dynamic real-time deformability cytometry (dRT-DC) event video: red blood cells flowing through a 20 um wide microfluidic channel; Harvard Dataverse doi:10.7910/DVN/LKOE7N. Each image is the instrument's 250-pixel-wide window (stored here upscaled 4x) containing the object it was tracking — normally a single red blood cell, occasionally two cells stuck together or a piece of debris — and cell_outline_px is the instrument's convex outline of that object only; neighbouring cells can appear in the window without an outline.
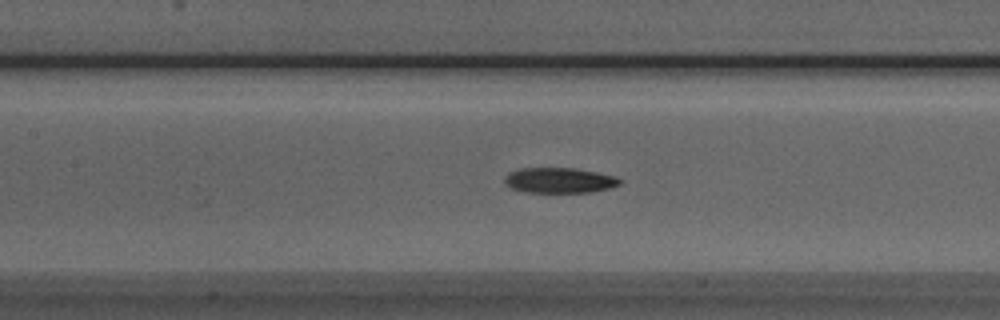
{"species": "Egyptian fruit bat (a non-hibernating species)", "species_latin": "Rousettus aegyptiacus", "temperature_condition": "room temperature", "stored_images_in_passage": 50, "camera_frame_rate_fps": 3000, "um_per_image_px": 0.085, "animal": {"sex": "male"}, "frame": {"image": 1, "passage_image": 22, "time_ms": 7.0, "image_size_px": [1000, 320], "cell_outline_px": [[624, 180], [620, 184], [608, 188], [592, 192], [528, 192], [512, 188], [504, 184], [504, 176], [508, 172], [520, 168], [576, 168], [616, 176]], "centroid_in_image_um": [47.54, 15.32], "position_along_channel_um": 159.9, "area_um2": 17.11}}
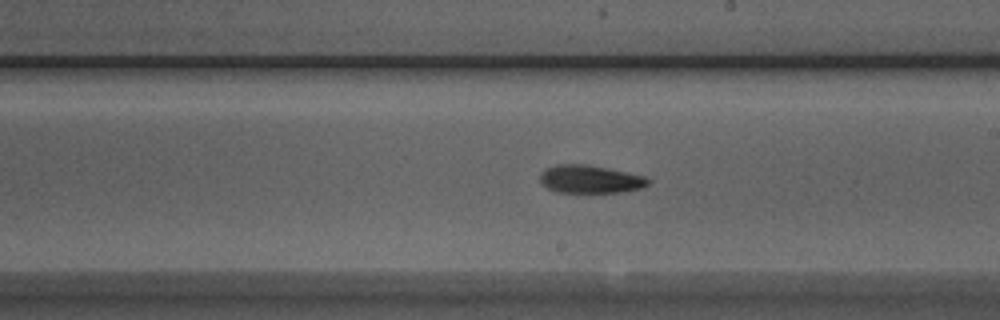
{"frame": {"image": 2, "passage_image": 28, "time_ms": 9.0, "image_size_px": [1000, 320], "cell_outline_px": [[652, 180], [648, 184], [640, 188], [620, 192], [556, 192], [548, 188], [540, 180], [540, 172], [544, 168], [556, 164], [588, 164], [608, 168], [644, 176]], "centroid_in_image_um": [50.14, 15.21], "position_along_channel_um": 238.9, "area_um2": 17.63}}
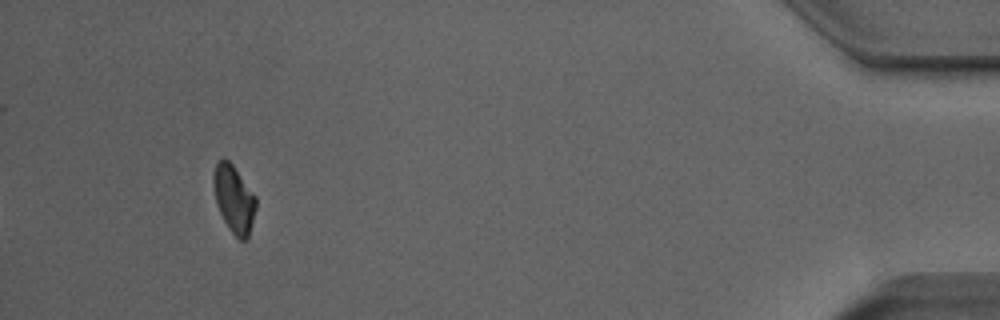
{"frame": {"image": 3, "passage_image": 47, "time_ms": 15.333, "image_size_px": [1000, 320], "cell_outline_px": [[256, 208], [248, 236], [244, 240], [240, 240], [228, 228], [220, 212], [216, 200], [212, 176], [216, 164], [224, 156], [232, 164], [256, 196]], "centroid_in_image_um": [19.88, 16.89], "position_along_channel_um": 415.3, "area_um2": 16.42}, "authors_computed_cell_mechanics": {"area_um2": 17.6001, "velocity_mm_per_s": 3.9651, "shape_relaxation_time_tau1_ms": 10.4414, "shape_relaxation_time_tau2_ms": null, "deformation_change_tau1": 0.2354, "deformation_change_tau2": null}}